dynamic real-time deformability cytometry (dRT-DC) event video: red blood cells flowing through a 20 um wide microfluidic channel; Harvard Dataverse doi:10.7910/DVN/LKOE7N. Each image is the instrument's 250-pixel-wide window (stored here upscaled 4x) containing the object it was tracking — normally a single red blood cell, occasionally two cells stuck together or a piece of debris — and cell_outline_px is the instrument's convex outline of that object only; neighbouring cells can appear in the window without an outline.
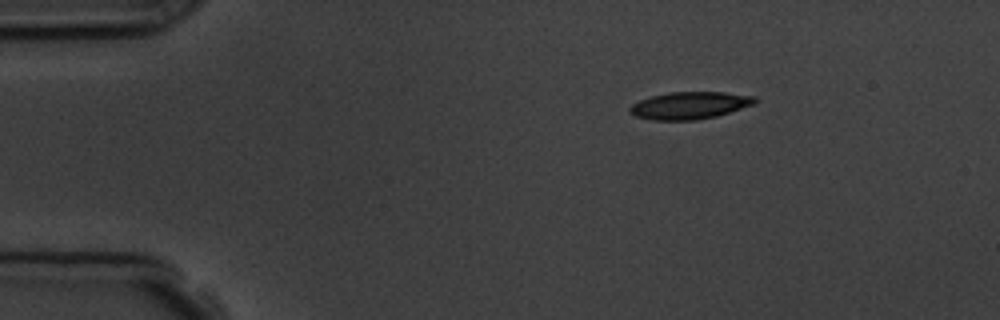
{"species": "common noctule bat (a hibernating species)", "species_latin": "Nyctalus noctula", "temperature_condition": "room temperature", "stored_images_in_passage": 3, "camera_frame_rate_fps": 3000, "um_per_image_px": 0.085, "animal": {"sex": "male", "body_mass_g": 19.5, "forearm_length_mm": 54.6}, "frame": {"image": 1, "passage_image": 1, "time_ms": 0.0, "image_size_px": [1000, 320], "cell_outline_px": [[760, 100], [756, 104], [716, 116], [696, 120], [652, 120], [636, 116], [628, 112], [628, 108], [632, 104], [640, 100], [652, 96], [668, 92], [724, 92], [756, 96]], "centroid_in_image_um": [58.66, 8.96], "position_along_channel_um": 26.3, "area_um2": 20.06}}